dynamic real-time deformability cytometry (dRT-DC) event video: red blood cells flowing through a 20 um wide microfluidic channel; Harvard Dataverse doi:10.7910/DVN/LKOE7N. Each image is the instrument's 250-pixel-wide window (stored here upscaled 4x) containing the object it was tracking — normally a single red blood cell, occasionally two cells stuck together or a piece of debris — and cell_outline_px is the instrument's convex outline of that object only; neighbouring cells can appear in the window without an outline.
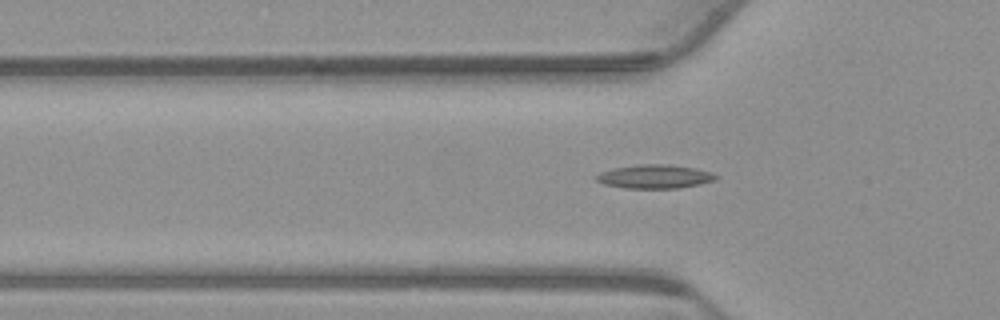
{"species": "common noctule bat (a hibernating species)", "species_latin": "Nyctalus noctula", "temperature_condition": "warm", "stored_images_in_passage": 37, "camera_frame_rate_fps": 3000, "um_per_image_px": 0.085, "animal": {"sex": "male", "body_mass_g": 23.1, "forearm_length_mm": 52.7}, "frame": {"image": 1, "passage_image": 6, "time_ms": 1.667, "image_size_px": [1000, 320], "cell_outline_px": [[720, 176], [716, 180], [700, 184], [676, 188], [624, 188], [604, 184], [596, 180], [596, 176], [600, 172], [616, 168], [640, 164], [664, 164], [692, 168], [712, 172]], "centroid_in_image_um": [55.68, 15.01], "position_along_channel_um": 70.1, "area_um2": 16.36}}
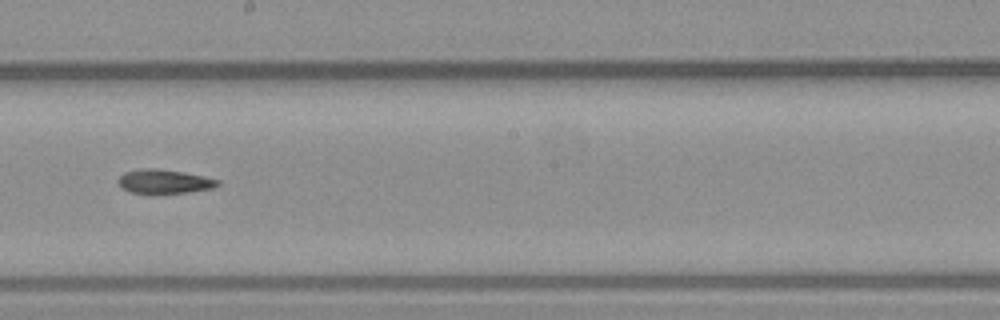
{"frame": {"image": 2, "passage_image": 19, "time_ms": 6.0, "image_size_px": [1000, 320], "cell_outline_px": [[220, 184], [212, 188], [188, 192], [132, 192], [124, 188], [120, 184], [120, 176], [124, 172], [140, 168], [156, 168], [184, 172], [204, 176], [220, 180]], "centroid_in_image_um": [14.01, 15.39], "position_along_channel_um": 234.2, "area_um2": 13.53}}
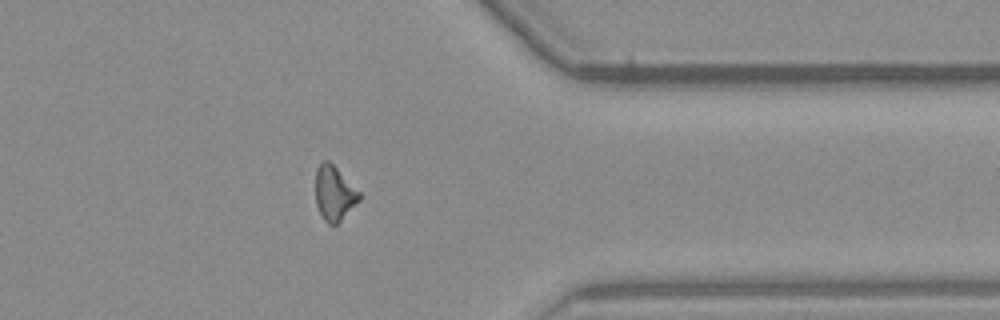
{"frame": {"image": 3, "passage_image": 32, "time_ms": 10.333, "image_size_px": [1000, 320], "cell_outline_px": [[360, 200], [336, 224], [328, 224], [324, 220], [316, 204], [316, 168], [324, 160], [328, 160], [360, 192]], "centroid_in_image_um": [28.4, 16.42], "position_along_channel_um": 383.0, "area_um2": 13.58}}